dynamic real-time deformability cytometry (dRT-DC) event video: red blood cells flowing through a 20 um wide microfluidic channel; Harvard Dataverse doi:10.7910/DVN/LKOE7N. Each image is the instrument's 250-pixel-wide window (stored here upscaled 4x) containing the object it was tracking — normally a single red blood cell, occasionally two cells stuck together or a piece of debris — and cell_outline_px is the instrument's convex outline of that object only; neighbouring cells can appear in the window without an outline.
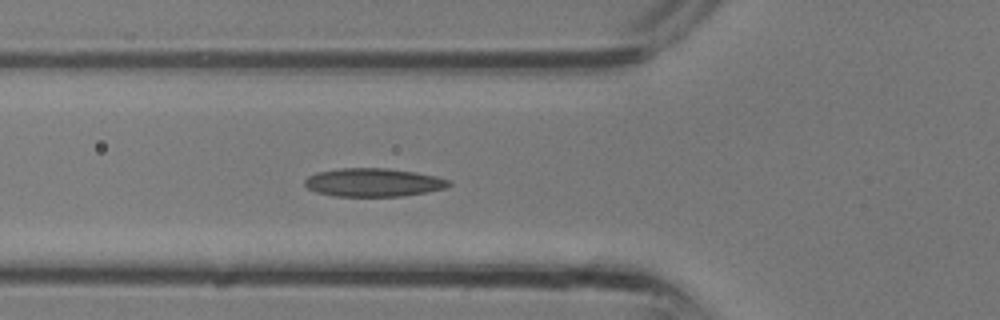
{"species": "common noctule bat (a hibernating species)", "species_latin": "Nyctalus noctula", "temperature_condition": "room temperature", "stored_images_in_passage": 14, "camera_frame_rate_fps": 3000, "um_per_image_px": 0.085, "animal": {"sex": "male", "body_mass_g": 13.3}, "frame": {"image": 1, "passage_image": 4, "time_ms": 1.0, "image_size_px": [1000, 320], "cell_outline_px": [[452, 184], [444, 188], [404, 196], [332, 196], [316, 192], [308, 188], [304, 184], [304, 180], [308, 176], [316, 172], [340, 168], [388, 168], [416, 172], [436, 176], [452, 180]], "centroid_in_image_um": [31.73, 15.5], "position_along_channel_um": 94.1, "area_um2": 23.93}}
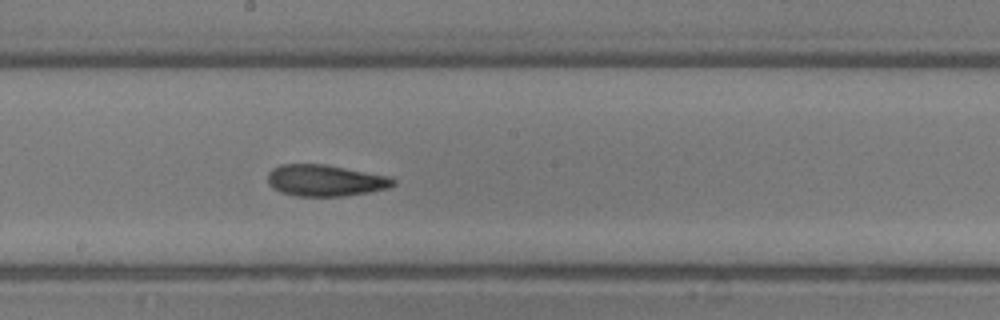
{"frame": {"image": 2, "passage_image": 10, "time_ms": 3.0, "image_size_px": [1000, 320], "cell_outline_px": [[396, 184], [388, 188], [368, 192], [344, 196], [296, 196], [280, 192], [272, 188], [268, 184], [268, 172], [272, 168], [280, 164], [324, 164], [392, 176], [396, 180]], "centroid_in_image_um": [27.66, 15.33], "position_along_channel_um": 220.5, "area_um2": 23.29}}
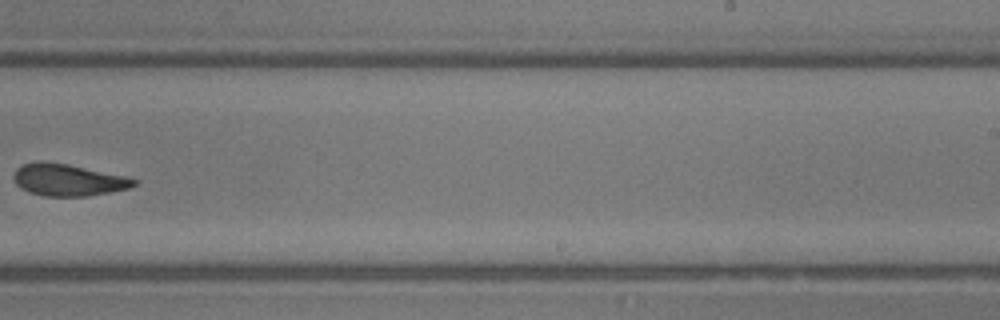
{"frame": {"image": 3, "passage_image": 13, "time_ms": 4.0, "image_size_px": [1000, 320], "cell_outline_px": [[136, 184], [128, 188], [88, 196], [44, 196], [28, 192], [20, 188], [16, 184], [16, 168], [24, 164], [36, 160], [44, 160], [68, 164], [124, 176], [136, 180]], "centroid_in_image_um": [5.74, 15.28], "position_along_channel_um": 283.3, "area_um2": 22.14}}